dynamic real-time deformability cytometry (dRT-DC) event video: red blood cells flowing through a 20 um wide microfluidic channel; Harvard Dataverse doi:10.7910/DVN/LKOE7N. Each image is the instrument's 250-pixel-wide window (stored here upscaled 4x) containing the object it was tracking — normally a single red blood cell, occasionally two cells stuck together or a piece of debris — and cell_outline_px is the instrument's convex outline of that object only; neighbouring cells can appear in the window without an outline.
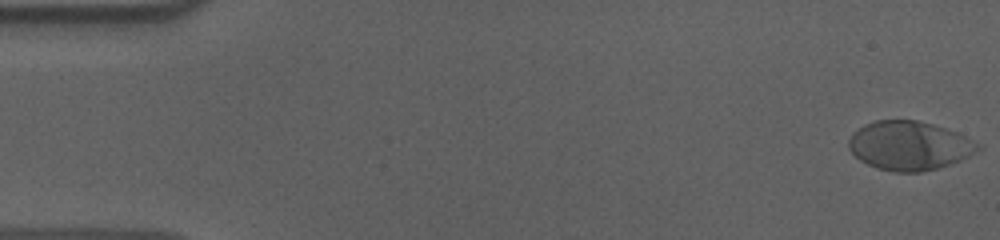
{"species": "human", "species_latin": "Homo sapiens", "temperature_condition": "cold", "stored_images_in_passage": 57, "camera_frame_rate_fps": 3000, "um_per_image_px": 0.085, "donor": {"sex": "male"}, "frame": {"image": 1, "passage_image": 1, "time_ms": 0.0, "image_size_px": [1000, 240], "cell_outline_px": [[984, 148], [960, 160], [936, 168], [920, 172], [896, 172], [876, 168], [860, 160], [848, 148], [848, 140], [852, 132], [864, 124], [876, 120], [916, 120], [932, 124], [956, 132], [980, 144]], "centroid_in_image_um": [77.27, 12.37], "position_along_channel_um": 7.7, "area_um2": 36.76}}
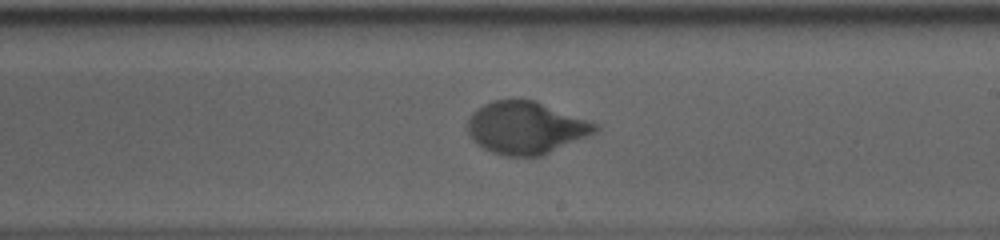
{"frame": {"image": 2, "passage_image": 33, "time_ms": 10.667, "image_size_px": [1000, 240], "cell_outline_px": [[600, 128], [596, 132], [588, 136], [540, 156], [504, 156], [492, 152], [484, 148], [472, 140], [468, 132], [468, 120], [472, 112], [484, 104], [492, 100], [536, 100], [600, 124]], "centroid_in_image_um": [44.72, 10.85], "position_along_channel_um": 244.3, "area_um2": 38.96}}
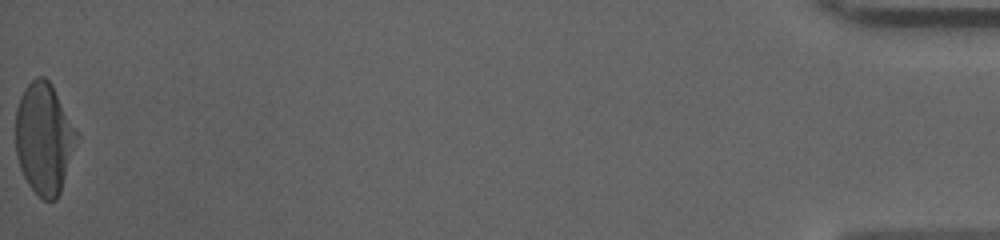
{"frame": {"image": 3, "passage_image": 57, "time_ms": 18.667, "image_size_px": [1000, 240], "cell_outline_px": [[80, 136], [60, 192], [56, 200], [44, 200], [28, 184], [20, 168], [16, 156], [16, 108], [20, 96], [24, 88], [36, 76], [44, 76], [52, 84], [80, 132]], "centroid_in_image_um": [3.78, 11.73], "position_along_channel_um": 431.4, "area_um2": 40.17}, "authors_computed_cell_mechanics": {"area_um2": 38.148, "velocity_mm_per_s": 3.5918, "shape_relaxation_time_tau1_ms": 3.9005, "shape_relaxation_time_tau2_ms": null, "deformation_change_tau1": 0.188, "deformation_change_tau2": null}}